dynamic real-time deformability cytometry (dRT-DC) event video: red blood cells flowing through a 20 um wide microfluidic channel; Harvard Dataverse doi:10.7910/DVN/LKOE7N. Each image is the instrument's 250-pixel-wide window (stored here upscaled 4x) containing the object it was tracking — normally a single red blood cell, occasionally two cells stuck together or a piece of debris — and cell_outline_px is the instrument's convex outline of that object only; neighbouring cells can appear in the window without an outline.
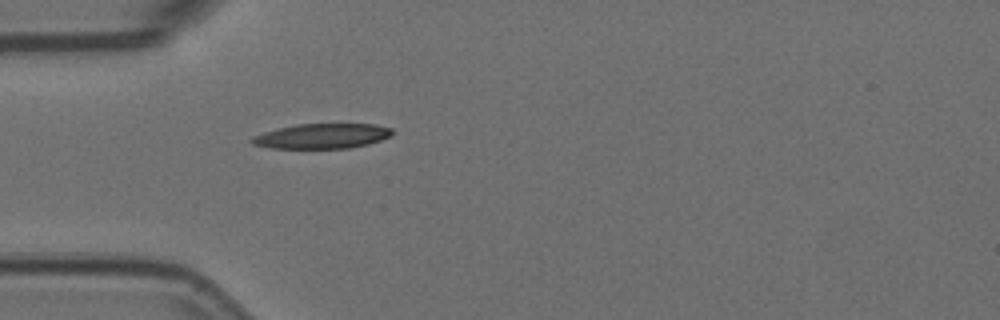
{"species": "Egyptian fruit bat (a non-hibernating species)", "species_latin": "Rousettus aegyptiacus", "temperature_condition": "room temperature", "stored_images_in_passage": 1, "camera_frame_rate_fps": 3000, "um_per_image_px": 0.085, "animal": {"sex": "female"}, "frame": {"image": 1, "passage_image": 1, "time_ms": 0.0, "image_size_px": [1000, 320], "cell_outline_px": [[396, 132], [392, 136], [368, 144], [348, 148], [272, 148], [252, 144], [248, 140], [252, 136], [264, 132], [296, 124], [376, 124], [392, 128]], "centroid_in_image_um": [27.4, 11.56], "position_along_channel_um": 57.6, "area_um2": 20.52}}